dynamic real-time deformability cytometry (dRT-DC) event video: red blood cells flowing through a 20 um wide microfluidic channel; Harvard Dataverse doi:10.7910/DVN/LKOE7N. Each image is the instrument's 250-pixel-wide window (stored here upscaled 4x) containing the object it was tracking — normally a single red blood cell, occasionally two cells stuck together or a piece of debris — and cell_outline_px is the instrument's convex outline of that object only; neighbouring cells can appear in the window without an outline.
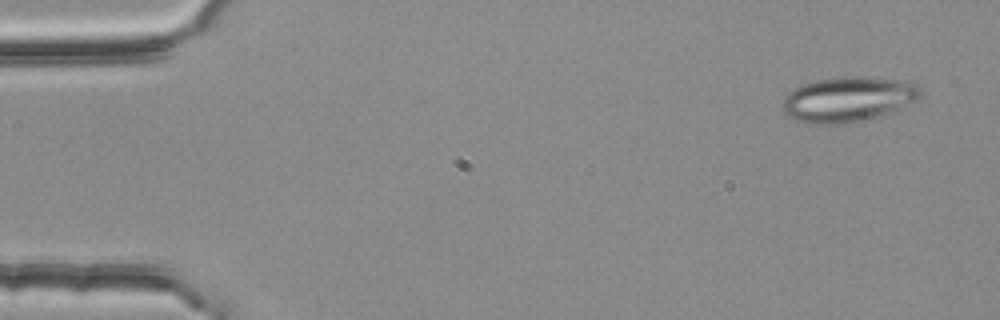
{"species": "common noctule bat (a hibernating species)", "species_latin": "Nyctalus noctula", "temperature_condition": "room temperature", "stored_images_in_passage": 4, "camera_frame_rate_fps": 3000, "um_per_image_px": 0.085, "animal": {"sex": "female", "body_mass_g": 25.1}, "frame": {"image": 1, "passage_image": 1, "time_ms": 0.0, "image_size_px": [1000, 320], "cell_outline_px": [[920, 96], [916, 100], [876, 116], [848, 124], [808, 124], [788, 116], [784, 112], [780, 104], [784, 96], [788, 92], [800, 84], [816, 80], [844, 76], [864, 76], [908, 80], [916, 84], [920, 88]], "centroid_in_image_um": [72.02, 8.42], "position_along_channel_um": 13.0, "area_um2": 36.41}}